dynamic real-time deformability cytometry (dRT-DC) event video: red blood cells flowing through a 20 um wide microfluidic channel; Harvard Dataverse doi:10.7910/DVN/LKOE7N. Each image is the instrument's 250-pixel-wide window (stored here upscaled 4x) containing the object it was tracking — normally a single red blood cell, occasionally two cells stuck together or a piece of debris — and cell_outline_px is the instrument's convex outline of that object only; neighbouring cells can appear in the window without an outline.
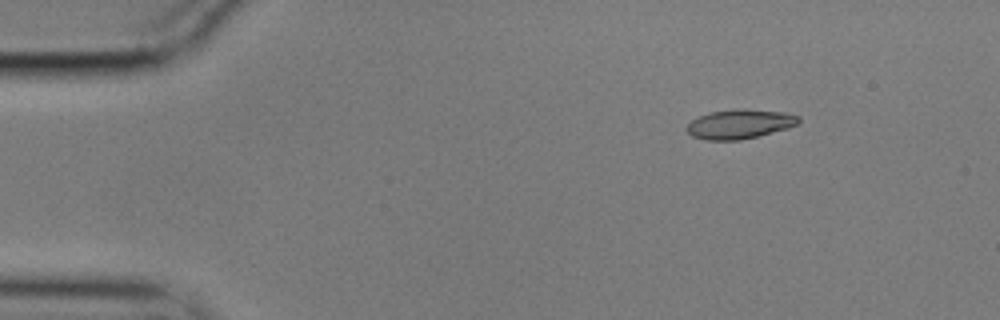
{"species": "common noctule bat (a hibernating species)", "species_latin": "Nyctalus noctula", "temperature_condition": "cold", "stored_images_in_passage": 50, "camera_frame_rate_fps": 3000, "um_per_image_px": 0.085, "animal": {"sex": "male", "body_mass_g": 17.9}, "frame": {"image": 1, "passage_image": 1, "time_ms": 0.0, "image_size_px": [1000, 320], "cell_outline_px": [[800, 120], [796, 124], [788, 128], [740, 140], [704, 140], [692, 136], [684, 128], [692, 120], [700, 116], [712, 112], [784, 112], [800, 116]], "centroid_in_image_um": [62.83, 10.61], "position_along_channel_um": 22.2, "area_um2": 17.98}}
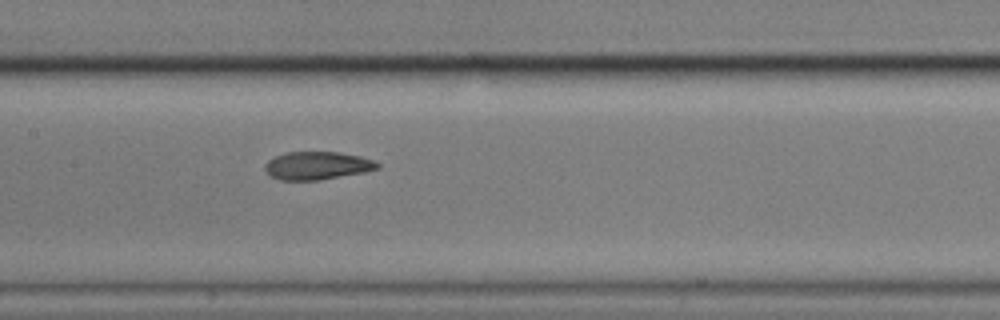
{"frame": {"image": 2, "passage_image": 21, "time_ms": 6.667, "image_size_px": [1000, 320], "cell_outline_px": [[380, 168], [364, 172], [320, 180], [280, 180], [272, 176], [264, 168], [264, 164], [268, 160], [276, 156], [288, 152], [340, 152], [360, 156], [372, 160], [380, 164]], "centroid_in_image_um": [26.97, 14.07], "position_along_channel_um": 180.4, "area_um2": 18.26}}
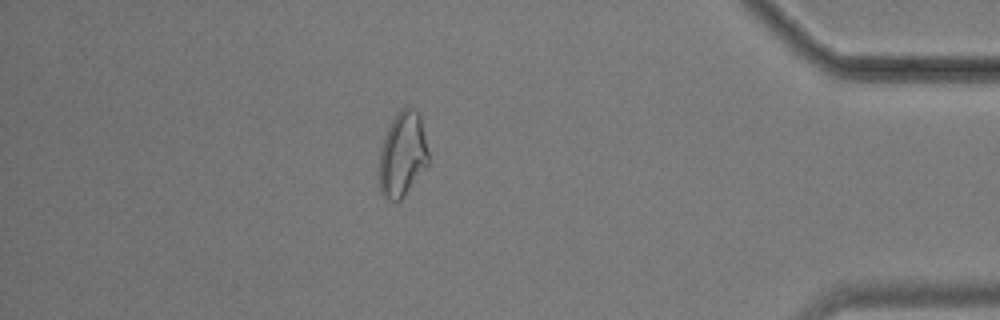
{"frame": {"image": 3, "passage_image": 43, "time_ms": 14.0, "image_size_px": [1000, 320], "cell_outline_px": [[428, 164], [404, 196], [400, 200], [388, 200], [380, 192], [380, 148], [388, 128], [396, 112], [400, 108], [408, 104], [412, 104], [420, 112], [428, 152]], "centroid_in_image_um": [34.23, 13.04], "position_along_channel_um": 401.0, "area_um2": 24.51}, "authors_computed_cell_mechanics": {"area_um2": 19.2474, "velocity_mm_per_s": 3.5283, "shape_relaxation_time_tau1_ms": 7.6652, "shape_relaxation_time_tau2_ms": 2.1992, "deformation_change_tau1": 0.1986, "deformation_change_tau2": 0.0746}}